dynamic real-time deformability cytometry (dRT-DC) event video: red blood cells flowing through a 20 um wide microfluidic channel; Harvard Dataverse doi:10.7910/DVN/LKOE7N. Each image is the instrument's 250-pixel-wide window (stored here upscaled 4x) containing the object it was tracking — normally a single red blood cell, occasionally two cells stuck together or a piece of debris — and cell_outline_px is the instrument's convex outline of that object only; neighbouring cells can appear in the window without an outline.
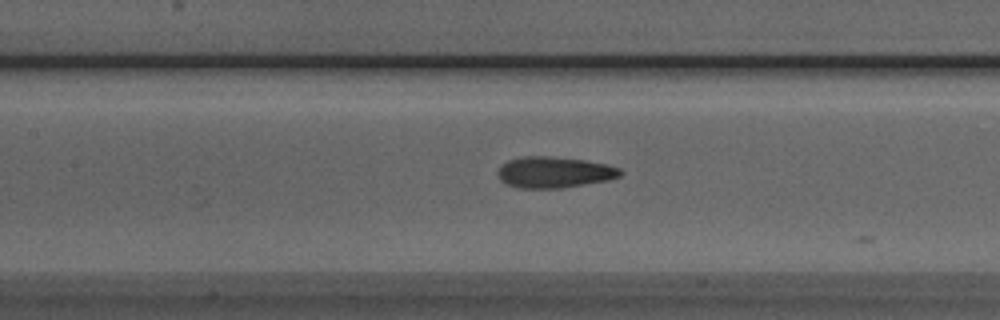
{"species": "Egyptian fruit bat (a non-hibernating species)", "species_latin": "Rousettus aegyptiacus", "temperature_condition": "room temperature", "stored_images_in_passage": 9, "camera_frame_rate_fps": 3000, "um_per_image_px": 0.085, "animal": {"sex": "male"}, "frame": {"image": 1, "passage_image": 8, "time_ms": 2.333, "image_size_px": [1000, 320], "cell_outline_px": [[624, 172], [620, 176], [608, 180], [560, 188], [520, 188], [508, 184], [500, 180], [496, 172], [508, 160], [524, 156], [548, 156], [584, 160], [608, 164], [620, 168]], "centroid_in_image_um": [47.13, 14.64], "position_along_channel_um": 160.3, "area_um2": 22.14}}
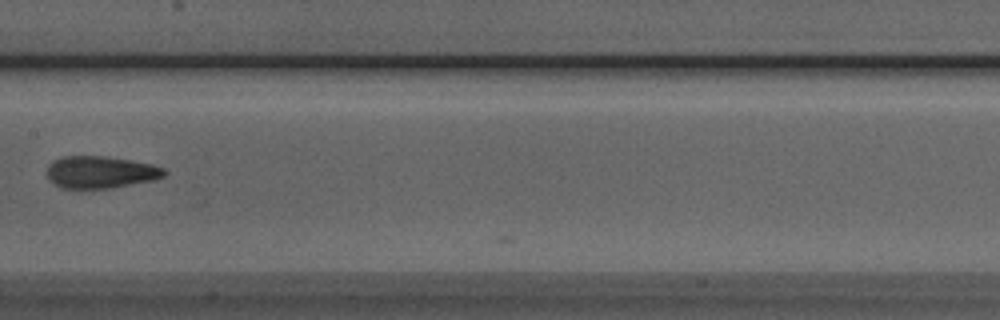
{"frame": {"image": 2, "passage_image": 9, "time_ms": 2.667, "image_size_px": [1000, 320], "cell_outline_px": [[168, 172], [164, 176], [152, 180], [112, 188], [60, 188], [52, 184], [48, 180], [48, 164], [64, 156], [104, 156], [152, 164], [164, 168]], "centroid_in_image_um": [8.53, 14.64], "position_along_channel_um": 198.9, "area_um2": 21.91}}